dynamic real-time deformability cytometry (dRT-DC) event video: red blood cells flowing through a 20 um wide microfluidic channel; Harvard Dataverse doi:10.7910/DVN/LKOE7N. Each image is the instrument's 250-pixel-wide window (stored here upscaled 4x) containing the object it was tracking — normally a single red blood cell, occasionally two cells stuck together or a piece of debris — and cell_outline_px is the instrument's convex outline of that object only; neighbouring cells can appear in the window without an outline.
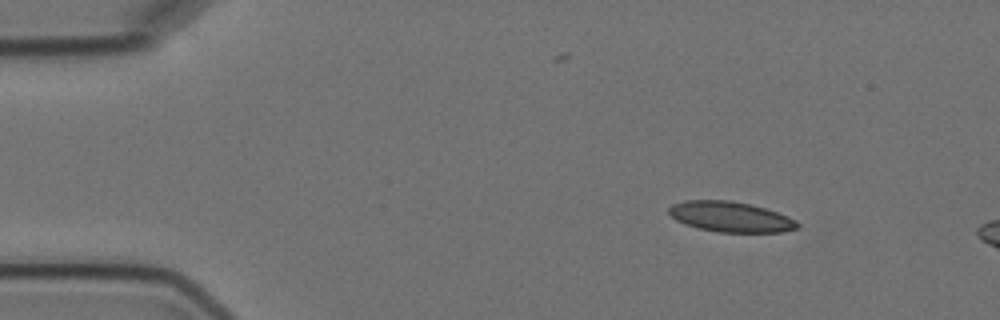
{"species": "Egyptian fruit bat (a non-hibernating species)", "species_latin": "Rousettus aegyptiacus", "temperature_condition": "cold", "stored_images_in_passage": 3, "camera_frame_rate_fps": 3000, "um_per_image_px": 0.085, "animal": {"sex": "female"}, "frame": {"image": 1, "passage_image": 1, "time_ms": 0.0, "image_size_px": [1000, 320], "cell_outline_px": [[800, 228], [780, 232], [716, 232], [684, 224], [676, 220], [668, 212], [668, 208], [672, 204], [684, 200], [732, 200], [752, 204], [788, 216], [796, 220], [800, 224]], "centroid_in_image_um": [62.1, 18.42], "position_along_channel_um": 22.9, "area_um2": 22.89}}